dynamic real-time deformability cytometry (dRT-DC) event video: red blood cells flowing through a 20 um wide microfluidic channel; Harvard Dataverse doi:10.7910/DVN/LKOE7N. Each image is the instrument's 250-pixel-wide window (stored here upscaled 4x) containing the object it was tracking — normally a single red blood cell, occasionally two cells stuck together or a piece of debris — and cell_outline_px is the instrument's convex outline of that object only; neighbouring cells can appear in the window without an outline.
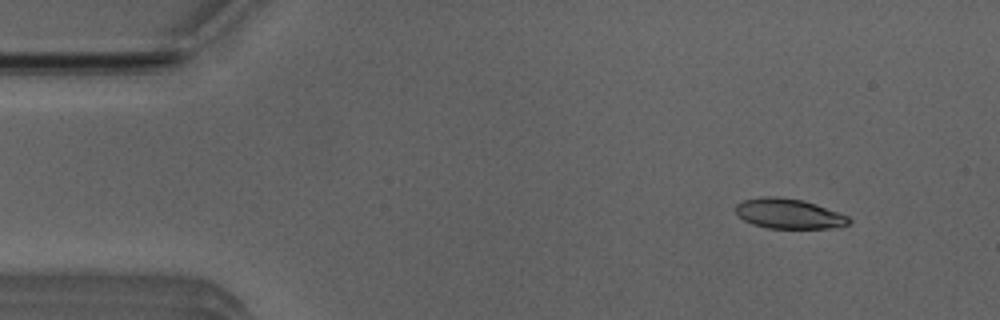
{"species": "Egyptian fruit bat (a non-hibernating species)", "species_latin": "Rousettus aegyptiacus", "temperature_condition": "room temperature", "stored_images_in_passage": 49, "camera_frame_rate_fps": 3000, "um_per_image_px": 0.085, "animal": {"sex": "male"}, "frame": {"image": 1, "passage_image": 3, "time_ms": 0.667, "image_size_px": [1000, 320], "cell_outline_px": [[852, 220], [848, 224], [840, 228], [768, 228], [752, 224], [744, 220], [736, 212], [736, 204], [744, 200], [764, 196], [776, 196], [800, 200], [816, 204], [848, 216]], "centroid_in_image_um": [67.07, 18.17], "position_along_channel_um": 17.9, "area_um2": 19.71}}
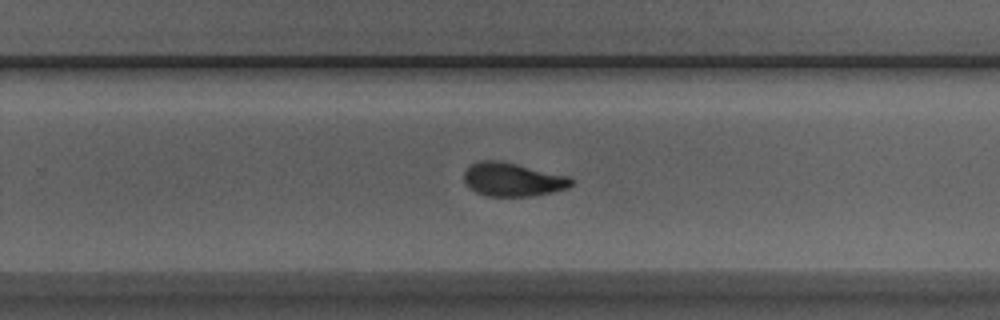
{"frame": {"image": 2, "passage_image": 30, "time_ms": 9.667, "image_size_px": [1000, 320], "cell_outline_px": [[572, 184], [568, 188], [552, 192], [532, 196], [488, 196], [476, 192], [468, 188], [464, 180], [464, 172], [472, 164], [480, 160], [500, 160], [572, 176]], "centroid_in_image_um": [43.6, 15.25], "position_along_channel_um": 286.2, "area_um2": 21.21}}
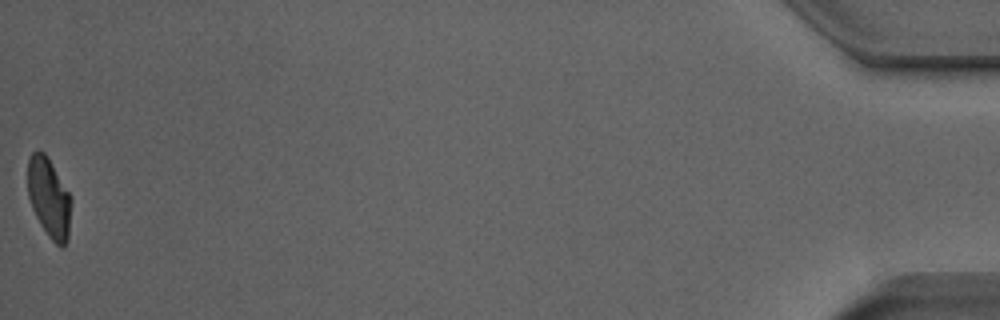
{"frame": {"image": 3, "passage_image": 49, "time_ms": 16.0, "image_size_px": [1000, 320], "cell_outline_px": [[72, 200], [68, 240], [64, 248], [60, 248], [48, 236], [40, 224], [32, 208], [28, 196], [28, 160], [32, 152], [44, 152], [48, 156], [72, 196]], "centroid_in_image_um": [4.2, 16.84], "position_along_channel_um": 431.0, "area_um2": 20.52}, "authors_computed_cell_mechanics": {"area_um2": 21.1548, "velocity_mm_per_s": 3.9663, "shape_relaxation_time_tau1_ms": 5.5377, "shape_relaxation_time_tau2_ms": 1.847, "deformation_change_tau1": 0.1803, "deformation_change_tau2": 0.0849}}